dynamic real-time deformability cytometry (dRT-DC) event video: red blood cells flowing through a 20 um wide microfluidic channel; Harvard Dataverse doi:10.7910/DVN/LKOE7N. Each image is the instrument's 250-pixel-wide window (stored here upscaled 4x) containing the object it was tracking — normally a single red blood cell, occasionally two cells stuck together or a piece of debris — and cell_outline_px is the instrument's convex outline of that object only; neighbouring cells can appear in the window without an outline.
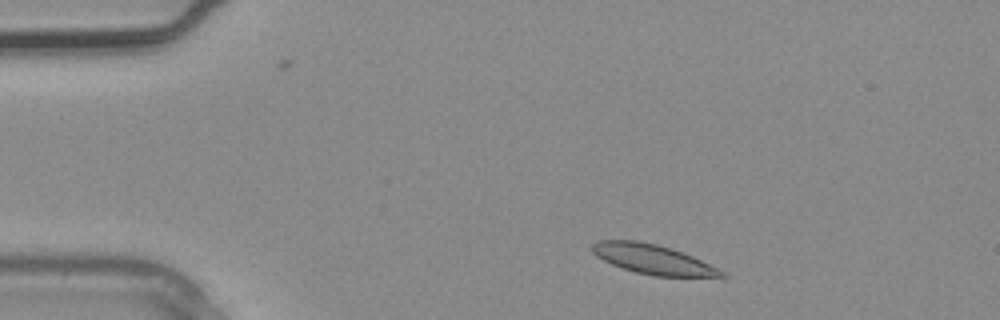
{"species": "common noctule bat (a hibernating species)", "species_latin": "Nyctalus noctula", "temperature_condition": "warm", "stored_images_in_passage": 2, "camera_frame_rate_fps": 3000, "um_per_image_px": 0.085, "animal": {"sex": "male", "body_mass_g": 20.4}, "frame": {"image": 1, "passage_image": 1, "time_ms": 0.0, "image_size_px": [1000, 320], "cell_outline_px": [[728, 276], [652, 276], [636, 272], [612, 264], [596, 256], [592, 252], [592, 244], [596, 240], [636, 240], [656, 244], [672, 248], [684, 252], [724, 272]], "centroid_in_image_um": [55.43, 22.02], "position_along_channel_um": 29.6, "area_um2": 22.02}}